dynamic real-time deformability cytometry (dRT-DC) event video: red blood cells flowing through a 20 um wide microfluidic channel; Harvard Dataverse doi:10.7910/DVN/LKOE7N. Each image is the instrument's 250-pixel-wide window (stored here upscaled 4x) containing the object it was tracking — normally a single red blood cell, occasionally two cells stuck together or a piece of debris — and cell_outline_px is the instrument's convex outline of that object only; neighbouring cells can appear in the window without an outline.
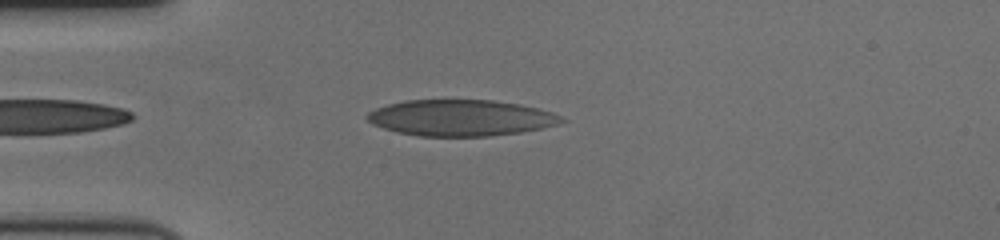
{"species": "human", "species_latin": "Homo sapiens", "temperature_condition": "cold", "stored_images_in_passage": 47, "camera_frame_rate_fps": 3000, "um_per_image_px": 0.085, "donor": {"sex": "female"}, "frame": {"image": 1, "passage_image": 4, "time_ms": 1.0, "image_size_px": [1000, 240], "cell_outline_px": [[568, 120], [556, 124], [540, 128], [520, 132], [488, 136], [420, 136], [396, 132], [372, 124], [364, 116], [368, 112], [376, 108], [388, 104], [404, 100], [492, 100], [520, 104], [552, 112]], "centroid_in_image_um": [39.13, 10.01], "position_along_channel_um": 45.9, "area_um2": 40.86}}
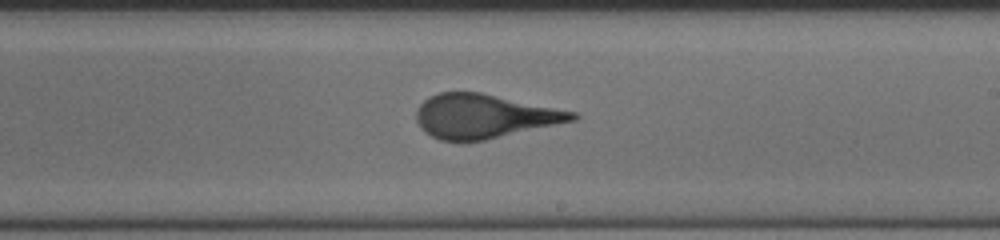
{"frame": {"image": 2, "passage_image": 23, "time_ms": 7.333, "image_size_px": [1000, 240], "cell_outline_px": [[580, 116], [576, 120], [484, 140], [464, 144], [460, 144], [440, 140], [424, 132], [420, 128], [416, 120], [416, 108], [428, 96], [440, 92], [480, 92], [576, 112]], "centroid_in_image_um": [41.09, 9.9], "position_along_channel_um": 247.9, "area_um2": 40.46}}
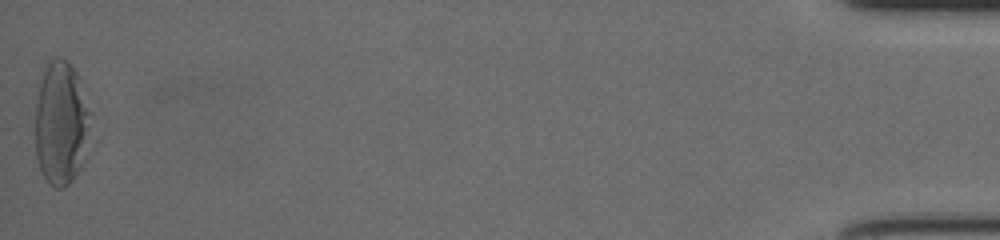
{"frame": {"image": 3, "passage_image": 47, "time_ms": 15.333, "image_size_px": [1000, 240], "cell_outline_px": [[92, 116], [84, 160], [80, 168], [72, 180], [64, 188], [56, 188], [48, 184], [36, 160], [36, 104], [40, 84], [44, 72], [48, 64], [56, 56], [60, 56], [68, 60], [76, 72], [80, 80]], "centroid_in_image_um": [5.22, 10.49], "position_along_channel_um": 430.0, "area_um2": 40.06}, "authors_computed_cell_mechanics": {"area_um2": 40.46, "velocity_mm_per_s": 3.5095, "shape_relaxation_time_tau1_ms": 9.3376, "shape_relaxation_time_tau2_ms": null, "deformation_change_tau1": 0.2604, "deformation_change_tau2": null}}